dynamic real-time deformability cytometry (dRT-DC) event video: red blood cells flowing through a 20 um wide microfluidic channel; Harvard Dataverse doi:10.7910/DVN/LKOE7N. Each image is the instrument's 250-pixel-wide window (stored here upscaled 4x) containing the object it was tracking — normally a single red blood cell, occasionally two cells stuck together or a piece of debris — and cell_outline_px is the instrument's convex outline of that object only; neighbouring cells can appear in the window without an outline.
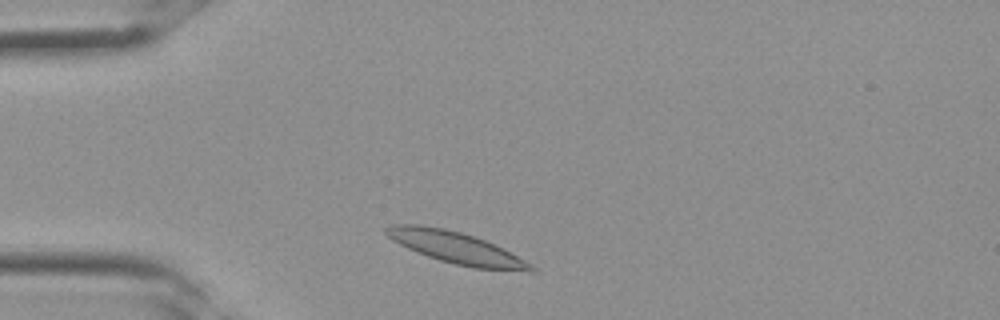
{"species": "Egyptian fruit bat (a non-hibernating species)", "species_latin": "Rousettus aegyptiacus", "temperature_condition": "room temperature", "stored_images_in_passage": 19, "camera_frame_rate_fps": 3000, "um_per_image_px": 0.085, "frame": {"image": 1, "passage_image": 2, "time_ms": 0.333, "image_size_px": [1000, 320], "cell_outline_px": [[536, 272], [528, 272], [472, 268], [440, 260], [416, 252], [392, 240], [384, 232], [384, 228], [392, 224], [420, 224], [444, 228], [460, 232], [484, 240], [532, 264], [536, 268]], "centroid_in_image_um": [38.75, 21.06], "position_along_channel_um": 46.3, "area_um2": 26.53}}
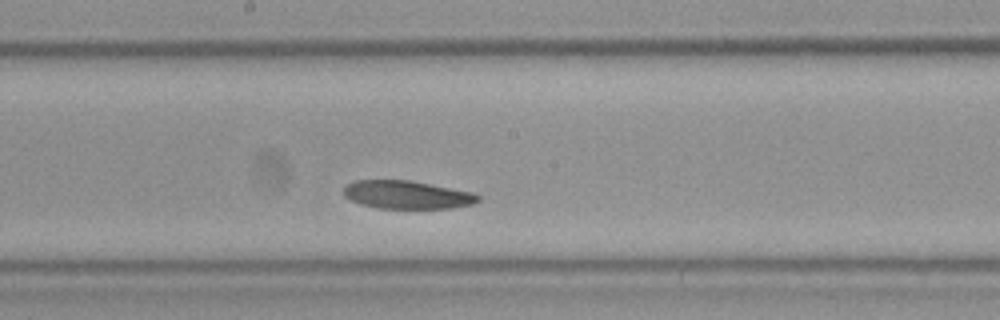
{"frame": {"image": 2, "passage_image": 12, "time_ms": 3.667, "image_size_px": [1000, 320], "cell_outline_px": [[480, 200], [472, 204], [452, 208], [380, 208], [360, 204], [344, 196], [344, 184], [352, 180], [412, 180], [472, 192], [480, 196]], "centroid_in_image_um": [34.57, 16.54], "position_along_channel_um": 213.6, "area_um2": 22.14}}
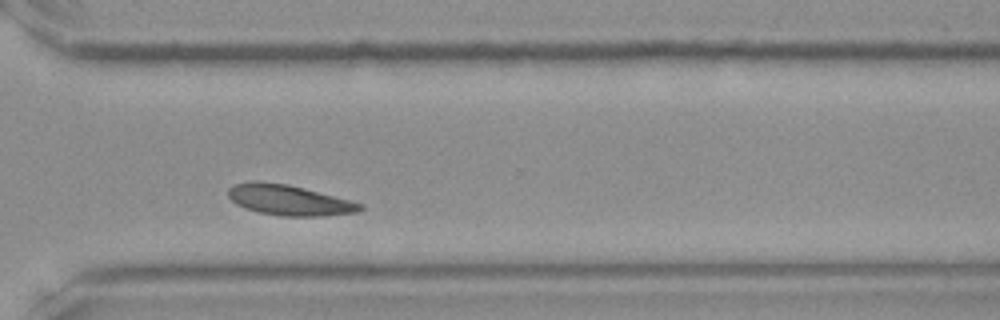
{"frame": {"image": 3, "passage_image": 19, "time_ms": 6.0, "image_size_px": [1000, 320], "cell_outline_px": [[364, 208], [356, 212], [324, 216], [280, 216], [260, 212], [244, 208], [236, 204], [228, 196], [228, 188], [232, 184], [248, 180], [256, 180], [288, 184], [304, 188], [364, 204]], "centroid_in_image_um": [24.52, 16.99], "position_along_channel_um": 346.1, "area_um2": 23.58}}